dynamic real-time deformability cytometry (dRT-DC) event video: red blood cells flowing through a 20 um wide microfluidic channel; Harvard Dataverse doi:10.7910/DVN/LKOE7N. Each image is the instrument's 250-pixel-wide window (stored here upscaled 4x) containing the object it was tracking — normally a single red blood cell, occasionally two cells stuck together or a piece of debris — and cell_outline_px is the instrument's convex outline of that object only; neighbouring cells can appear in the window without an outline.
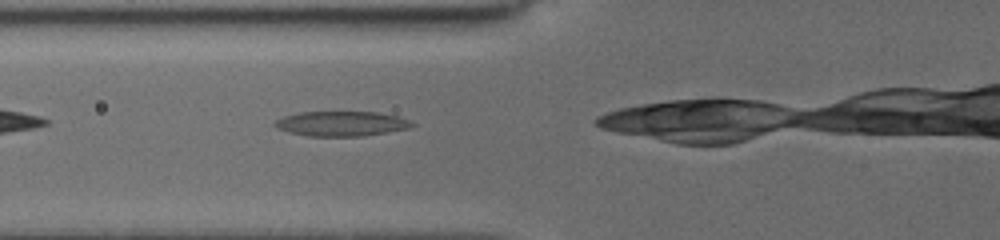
{"species": "common noctule bat (a hibernating species)", "species_latin": "Nyctalus noctula", "temperature_condition": "cold", "stored_images_in_passage": 16, "camera_frame_rate_fps": 3000, "um_per_image_px": 0.085, "animal": {"sex": "female", "body_mass_g": 19.5, "forearm_length_mm": 54.1}, "frame": {"image": 1, "passage_image": 5, "time_ms": 0.667, "image_size_px": [1000, 240], "cell_outline_px": [[416, 124], [408, 128], [364, 136], [308, 136], [288, 132], [276, 128], [272, 124], [276, 120], [284, 116], [300, 112], [376, 112], [396, 116], [408, 120]], "centroid_in_image_um": [28.97, 10.51], "position_along_channel_um": 96.8, "area_um2": 19.77}}